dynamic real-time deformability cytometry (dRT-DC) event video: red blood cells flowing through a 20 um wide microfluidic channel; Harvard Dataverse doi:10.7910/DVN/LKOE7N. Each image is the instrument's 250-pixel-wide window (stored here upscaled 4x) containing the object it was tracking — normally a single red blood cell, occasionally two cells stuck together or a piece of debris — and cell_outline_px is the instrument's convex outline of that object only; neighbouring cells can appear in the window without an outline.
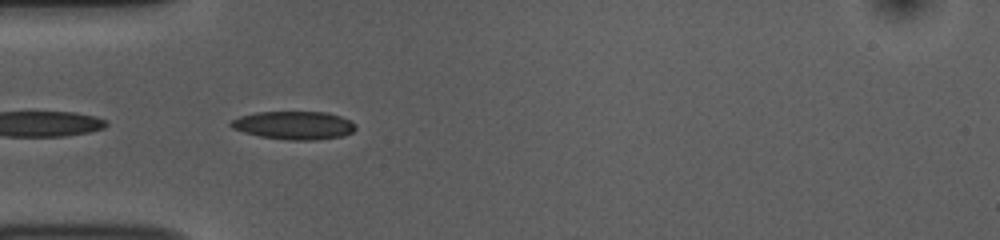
{"species": "common noctule bat (a hibernating species)", "species_latin": "Nyctalus noctula", "temperature_condition": "room temperature", "stored_images_in_passage": 9, "camera_frame_rate_fps": 3000, "um_per_image_px": 0.085, "animal": {"sex": "female", "body_mass_g": 10.0, "forearm_length_mm": 53.1}, "frame": {"image": 1, "passage_image": 2, "time_ms": 0.333, "image_size_px": [1000, 240], "cell_outline_px": [[356, 128], [352, 132], [344, 136], [312, 140], [292, 140], [260, 136], [244, 132], [232, 128], [228, 124], [232, 120], [240, 116], [256, 112], [328, 112], [340, 116], [356, 124]], "centroid_in_image_um": [24.99, 10.64], "position_along_channel_um": 60.0, "area_um2": 20.4}}